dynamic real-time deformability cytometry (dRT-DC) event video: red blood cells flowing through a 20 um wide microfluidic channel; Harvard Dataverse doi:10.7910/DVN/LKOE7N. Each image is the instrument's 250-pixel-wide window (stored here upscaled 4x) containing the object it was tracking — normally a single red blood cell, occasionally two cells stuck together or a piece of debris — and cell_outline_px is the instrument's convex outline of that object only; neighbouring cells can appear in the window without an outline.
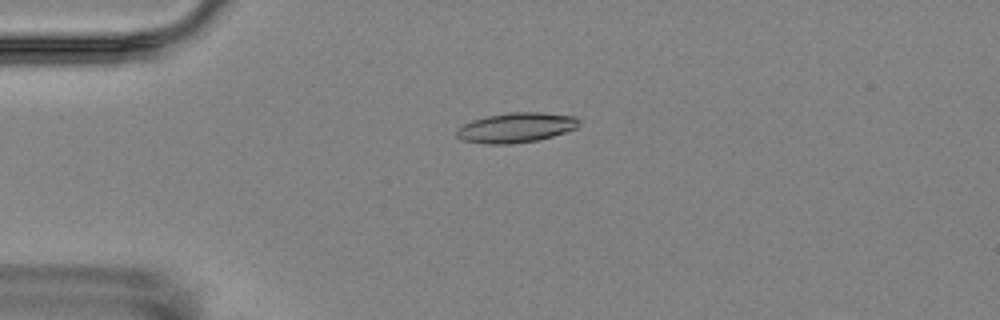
{"species": "Egyptian fruit bat (a non-hibernating species)", "species_latin": "Rousettus aegyptiacus", "temperature_condition": "room temperature", "stored_images_in_passage": 5, "camera_frame_rate_fps": 3000, "um_per_image_px": 0.085, "animal": {"sex": "female"}, "frame": {"image": 1, "passage_image": 4, "time_ms": 3.667, "image_size_px": [1000, 320], "cell_outline_px": [[580, 124], [576, 128], [552, 136], [536, 140], [512, 144], [488, 144], [460, 140], [456, 136], [456, 128], [472, 120], [488, 116], [508, 112], [540, 112], [576, 116], [580, 120]], "centroid_in_image_um": [43.85, 10.84], "position_along_channel_um": 41.2, "area_um2": 21.39}}